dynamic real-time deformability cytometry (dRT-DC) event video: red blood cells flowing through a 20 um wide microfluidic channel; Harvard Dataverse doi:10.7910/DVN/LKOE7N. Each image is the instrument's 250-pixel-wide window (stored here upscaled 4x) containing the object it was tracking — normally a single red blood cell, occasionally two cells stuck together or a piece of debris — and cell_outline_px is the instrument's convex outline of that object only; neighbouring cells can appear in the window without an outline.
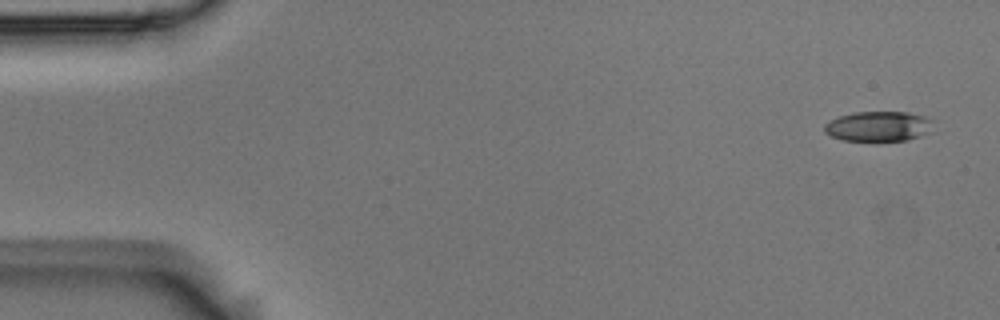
{"species": "Egyptian fruit bat (a non-hibernating species)", "species_latin": "Rousettus aegyptiacus", "temperature_condition": "room temperature", "stored_images_in_passage": 3, "camera_frame_rate_fps": 3000, "um_per_image_px": 0.085, "animal": {"sex": "male"}, "frame": {"image": 1, "passage_image": 1, "time_ms": 0.0, "image_size_px": [1000, 320], "cell_outline_px": [[940, 132], [908, 140], [876, 144], [844, 140], [832, 136], [824, 132], [824, 124], [840, 116], [852, 112], [908, 112], [928, 116], [936, 120]], "centroid_in_image_um": [74.89, 10.79], "position_along_channel_um": 10.1, "area_um2": 20.81}}
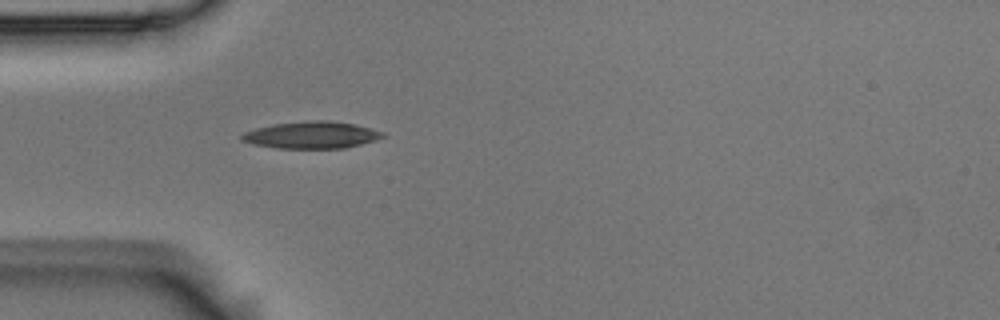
{"frame": {"image": 2, "passage_image": 3, "time_ms": 0.667, "image_size_px": [1000, 320], "cell_outline_px": [[388, 136], [376, 140], [344, 148], [276, 148], [252, 144], [240, 140], [240, 136], [244, 132], [256, 128], [272, 124], [308, 120], [328, 120], [356, 124], [384, 132]], "centroid_in_image_um": [26.49, 11.47], "position_along_channel_um": 58.5, "area_um2": 22.37}}